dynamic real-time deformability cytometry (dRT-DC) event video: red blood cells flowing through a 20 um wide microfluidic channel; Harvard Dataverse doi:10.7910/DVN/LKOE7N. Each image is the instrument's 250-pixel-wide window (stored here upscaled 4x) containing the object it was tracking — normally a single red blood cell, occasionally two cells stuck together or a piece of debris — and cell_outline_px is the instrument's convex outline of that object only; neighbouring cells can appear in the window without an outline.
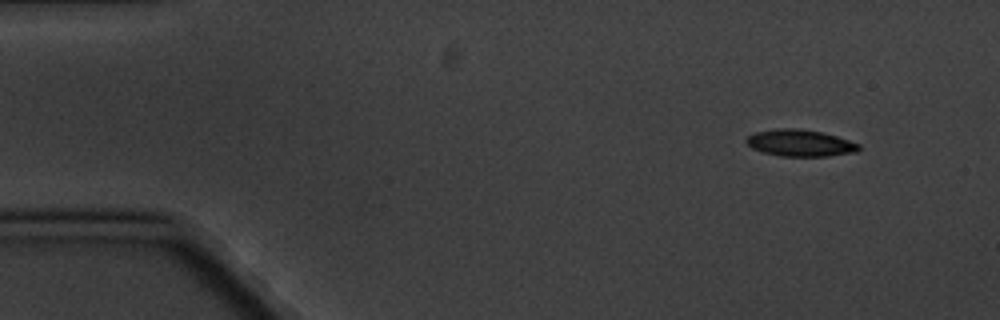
{"species": "common noctule bat (a hibernating species)", "species_latin": "Nyctalus noctula", "temperature_condition": "cold", "stored_images_in_passage": 5, "segment_of_instrument_passage": [2, 2], "camera_frame_rate_fps": 3000, "um_per_image_px": 0.085, "animal": {"sex": "male", "body_mass_g": 20.1, "forearm_length_mm": 53.5}, "frame": {"image": 1, "passage_image": 5, "time_ms": 5.667, "image_size_px": [1000, 320], "cell_outline_px": [[860, 148], [856, 152], [828, 156], [780, 156], [764, 152], [752, 148], [744, 140], [748, 136], [756, 132], [780, 128], [796, 128], [820, 132], [836, 136], [860, 144]], "centroid_in_image_um": [68.01, 12.16], "position_along_channel_um": 17.0, "area_um2": 17.34}}